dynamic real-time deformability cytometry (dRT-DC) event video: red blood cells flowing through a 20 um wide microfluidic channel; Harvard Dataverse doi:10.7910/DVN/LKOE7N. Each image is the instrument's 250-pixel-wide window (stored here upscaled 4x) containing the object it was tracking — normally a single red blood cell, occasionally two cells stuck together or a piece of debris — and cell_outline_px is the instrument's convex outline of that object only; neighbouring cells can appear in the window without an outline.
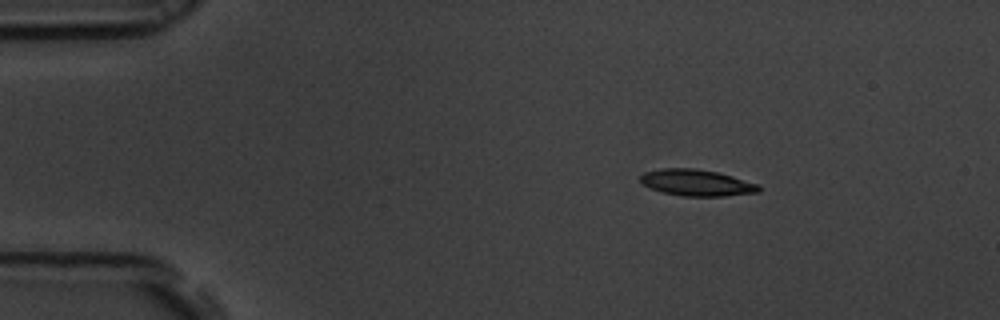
{"species": "common noctule bat (a hibernating species)", "species_latin": "Nyctalus noctula", "temperature_condition": "room temperature", "stored_images_in_passage": 7, "camera_frame_rate_fps": 3000, "um_per_image_px": 0.085, "animal": {"sex": "male", "body_mass_g": 19.5, "forearm_length_mm": 54.6}, "frame": {"image": 1, "passage_image": 1, "time_ms": 0.0, "image_size_px": [1000, 320], "cell_outline_px": [[760, 192], [724, 196], [684, 196], [664, 192], [652, 188], [644, 184], [640, 180], [640, 176], [644, 172], [660, 168], [692, 168], [716, 172], [732, 176], [760, 184]], "centroid_in_image_um": [59.25, 15.53], "position_along_channel_um": 25.8, "area_um2": 18.09}}